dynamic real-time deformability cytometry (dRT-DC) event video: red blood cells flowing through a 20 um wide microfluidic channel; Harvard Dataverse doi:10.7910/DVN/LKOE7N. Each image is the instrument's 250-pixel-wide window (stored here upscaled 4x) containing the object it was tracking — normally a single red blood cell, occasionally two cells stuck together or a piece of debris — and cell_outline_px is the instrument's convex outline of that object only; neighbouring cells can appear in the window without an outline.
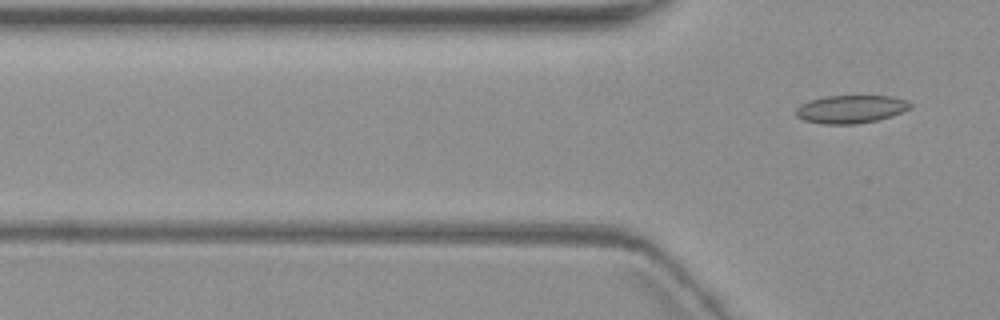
{"species": "common noctule bat (a hibernating species)", "species_latin": "Nyctalus noctula", "temperature_condition": "warm", "stored_images_in_passage": 3, "segment_of_instrument_passage": [2, 2], "camera_frame_rate_fps": 3000, "um_per_image_px": 0.085, "animal": {"sex": "female", "body_mass_g": 19.3, "forearm_length_mm": 54.1}, "frame": {"image": 1, "passage_image": 3, "time_ms": 2.333, "image_size_px": [1000, 320], "cell_outline_px": [[912, 108], [892, 116], [876, 120], [856, 124], [824, 124], [804, 120], [796, 116], [796, 108], [800, 104], [808, 100], [824, 96], [892, 96], [904, 100], [912, 104]], "centroid_in_image_um": [72.3, 9.27], "position_along_channel_um": 53.5, "area_um2": 18.73}}